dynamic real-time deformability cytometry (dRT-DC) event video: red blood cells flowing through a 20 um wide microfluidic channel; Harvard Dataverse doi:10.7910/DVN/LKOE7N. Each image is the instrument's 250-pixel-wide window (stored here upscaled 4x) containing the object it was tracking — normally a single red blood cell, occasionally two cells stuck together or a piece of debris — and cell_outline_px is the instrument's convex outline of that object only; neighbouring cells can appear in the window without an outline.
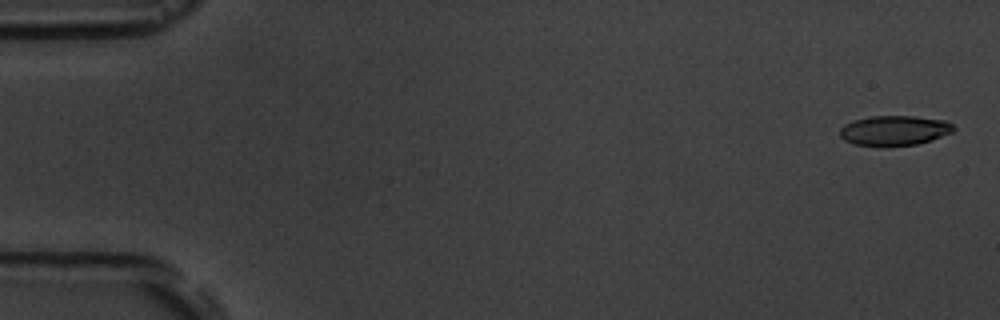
{"species": "common noctule bat (a hibernating species)", "species_latin": "Nyctalus noctula", "temperature_condition": "room temperature", "stored_images_in_passage": 5, "camera_frame_rate_fps": 3000, "um_per_image_px": 0.085, "animal": {"sex": "male", "body_mass_g": 19.5, "forearm_length_mm": 54.6}, "frame": {"image": 1, "passage_image": 1, "time_ms": 0.0, "image_size_px": [1000, 320], "cell_outline_px": [[956, 128], [952, 132], [932, 140], [916, 144], [852, 144], [844, 140], [840, 136], [840, 128], [844, 124], [852, 120], [872, 116], [912, 116], [948, 120]], "centroid_in_image_um": [76.04, 11.05], "position_along_channel_um": 9.0, "area_um2": 19.48}}
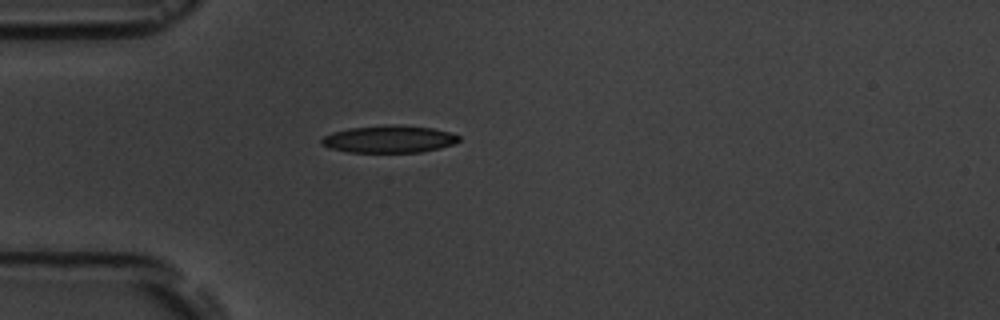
{"frame": {"image": 2, "passage_image": 5, "time_ms": 4.667, "image_size_px": [1000, 320], "cell_outline_px": [[460, 140], [456, 144], [440, 148], [420, 152], [348, 152], [328, 148], [320, 140], [324, 136], [332, 132], [348, 128], [432, 128], [448, 132], [460, 136]], "centroid_in_image_um": [33.07, 11.89], "position_along_channel_um": 51.9, "area_um2": 20.63}}